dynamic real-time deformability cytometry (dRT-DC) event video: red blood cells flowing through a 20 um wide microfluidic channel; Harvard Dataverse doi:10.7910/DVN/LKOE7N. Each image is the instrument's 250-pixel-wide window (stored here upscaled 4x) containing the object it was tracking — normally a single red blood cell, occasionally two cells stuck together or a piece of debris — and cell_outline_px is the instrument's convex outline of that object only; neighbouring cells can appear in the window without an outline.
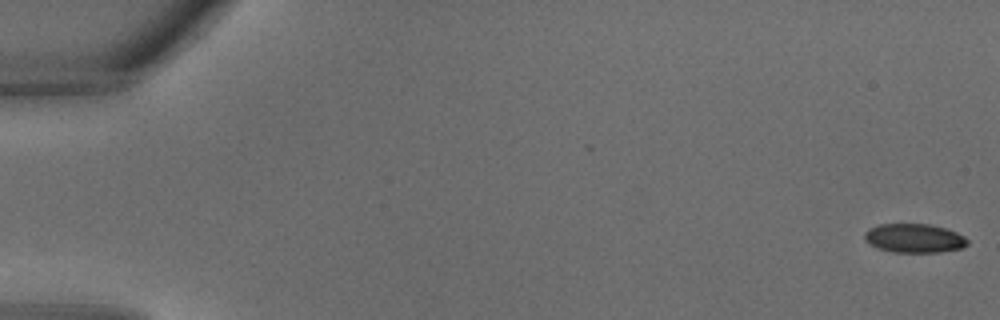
{"species": "common noctule bat (a hibernating species)", "species_latin": "Nyctalus noctula", "temperature_condition": "warm", "stored_images_in_passage": 34, "camera_frame_rate_fps": 3000, "um_per_image_px": 0.085, "animal": {"sex": "male", "body_mass_g": 18.8}, "frame": {"image": 1, "passage_image": 1, "time_ms": 0.0, "image_size_px": [1000, 320], "cell_outline_px": [[968, 244], [960, 248], [940, 252], [892, 252], [880, 248], [864, 240], [864, 232], [868, 228], [880, 224], [932, 224], [956, 232], [964, 236], [968, 240]], "centroid_in_image_um": [77.7, 20.24], "position_along_channel_um": 7.3, "area_um2": 17.28}}
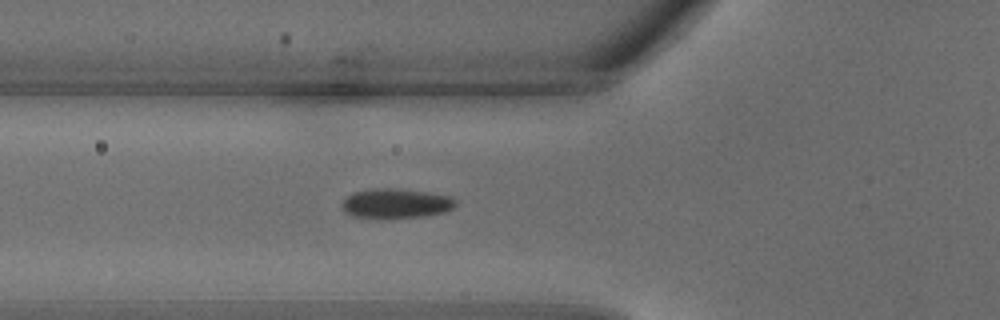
{"frame": {"image": 2, "passage_image": 13, "time_ms": 4.0, "image_size_px": [1000, 320], "cell_outline_px": [[456, 204], [452, 208], [444, 212], [424, 216], [352, 216], [344, 212], [340, 204], [352, 192], [372, 188], [392, 188], [428, 192], [448, 196], [456, 200]], "centroid_in_image_um": [33.63, 17.25], "position_along_channel_um": 92.2, "area_um2": 19.07}}
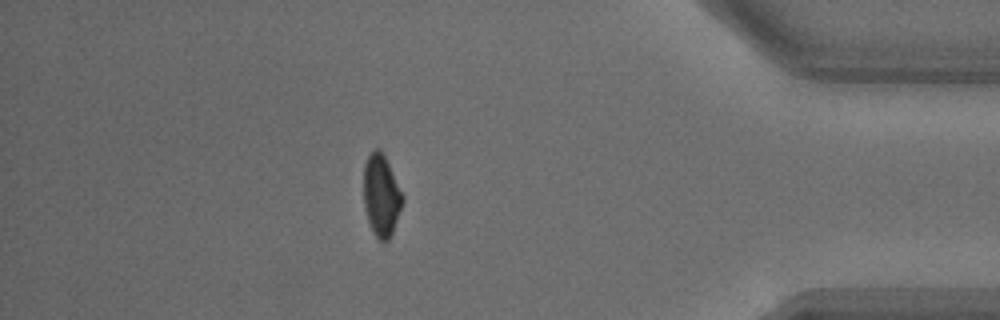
{"frame": {"image": 3, "passage_image": 30, "time_ms": 9.667, "image_size_px": [1000, 320], "cell_outline_px": [[404, 200], [392, 232], [388, 240], [380, 240], [372, 232], [364, 208], [364, 164], [368, 156], [376, 148], [380, 148], [404, 196]], "centroid_in_image_um": [32.4, 16.61], "position_along_channel_um": 402.8, "area_um2": 18.26}}